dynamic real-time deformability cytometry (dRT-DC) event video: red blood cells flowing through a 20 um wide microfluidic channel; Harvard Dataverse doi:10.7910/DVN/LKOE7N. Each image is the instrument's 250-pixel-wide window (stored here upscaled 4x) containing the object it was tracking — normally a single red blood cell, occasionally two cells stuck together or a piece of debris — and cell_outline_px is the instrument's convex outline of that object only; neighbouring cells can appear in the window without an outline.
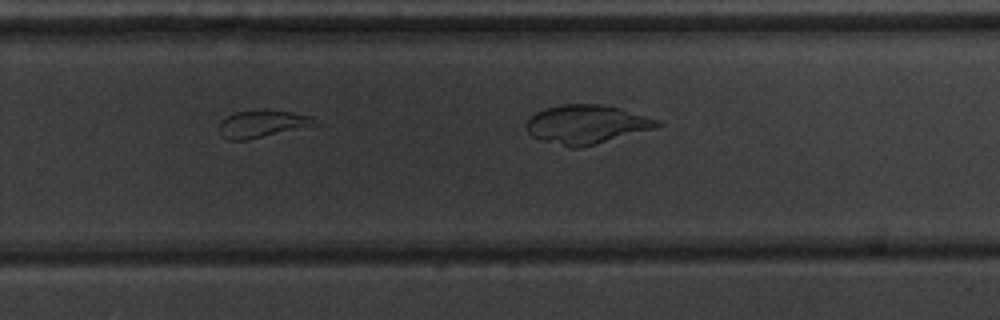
{"species": "common noctule bat (a hibernating species)", "species_latin": "Nyctalus noctula", "temperature_condition": "warm", "stored_images_in_passage": 34, "segment_of_instrument_passage": [1, 2], "camera_frame_rate_fps": 3000, "um_per_image_px": 0.085, "animal": {"sex": "male", "body_mass_g": 20.1, "forearm_length_mm": 53.5}, "frame": {"image": 1, "passage_image": 29, "time_ms": 9.333, "image_size_px": [1000, 320], "cell_outline_px": [[320, 124], [248, 140], [228, 140], [220, 132], [220, 120], [236, 112], [264, 108], [292, 112], [312, 116]], "centroid_in_image_um": [22.33, 10.5], "position_along_channel_um": 307.5, "area_um2": 15.43}}